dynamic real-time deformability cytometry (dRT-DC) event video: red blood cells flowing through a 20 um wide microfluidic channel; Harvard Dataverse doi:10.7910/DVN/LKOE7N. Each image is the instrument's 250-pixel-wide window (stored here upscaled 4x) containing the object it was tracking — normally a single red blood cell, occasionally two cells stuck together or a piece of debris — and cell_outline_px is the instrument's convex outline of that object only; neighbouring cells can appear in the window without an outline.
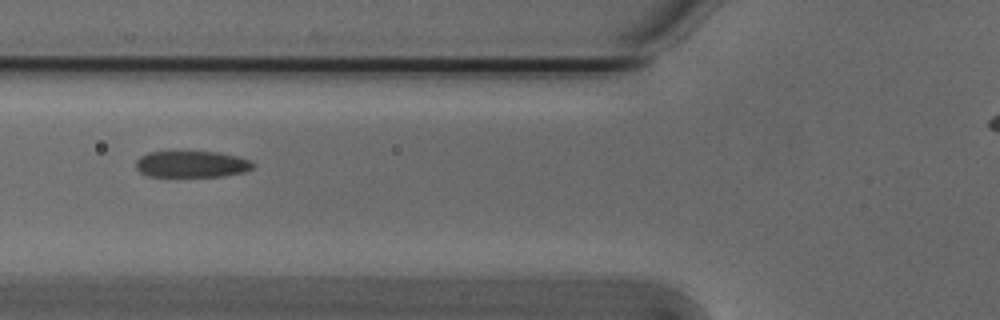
{"species": "Egyptian fruit bat (a non-hibernating species)", "species_latin": "Rousettus aegyptiacus", "temperature_condition": "cold", "stored_images_in_passage": 33, "camera_frame_rate_fps": 3000, "um_per_image_px": 0.085, "animal": {"sex": "male"}, "frame": {"image": 1, "passage_image": 4, "time_ms": 1.0, "image_size_px": [1000, 320], "cell_outline_px": [[256, 164], [252, 168], [244, 172], [224, 176], [148, 176], [140, 172], [136, 168], [136, 160], [140, 156], [148, 152], [216, 152], [236, 156], [252, 160]], "centroid_in_image_um": [16.31, 13.95], "position_along_channel_um": 109.5, "area_um2": 18.03}}
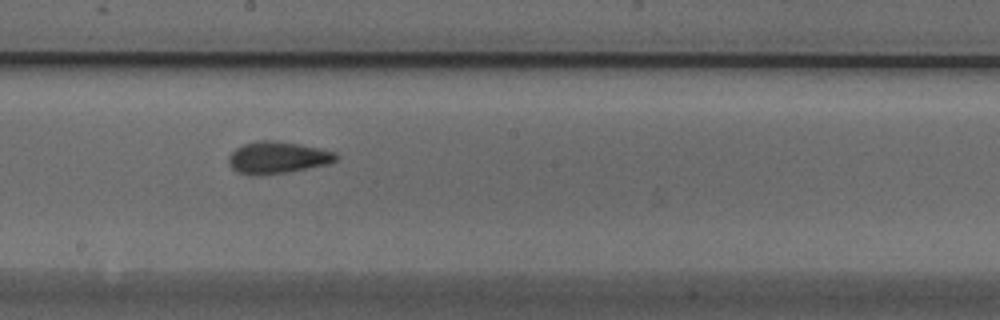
{"frame": {"image": 2, "passage_image": 13, "time_ms": 4.0, "image_size_px": [1000, 320], "cell_outline_px": [[340, 156], [336, 160], [328, 164], [288, 172], [260, 176], [252, 176], [236, 172], [228, 164], [228, 156], [236, 148], [244, 144], [256, 140], [272, 140], [300, 144], [320, 148], [336, 152]], "centroid_in_image_um": [23.57, 13.4], "position_along_channel_um": 224.6, "area_um2": 20.35}}
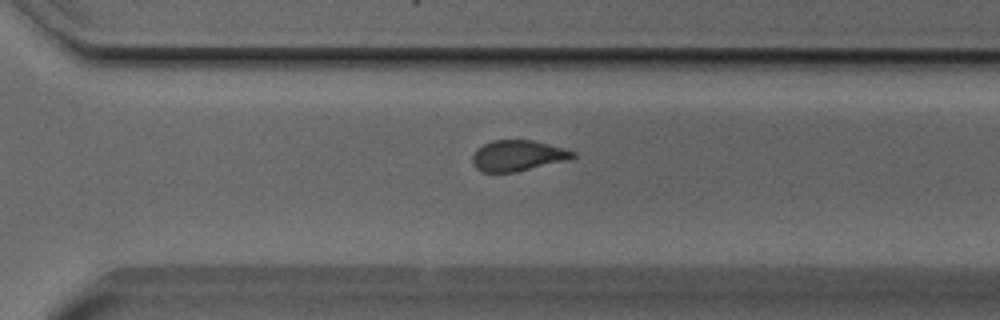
{"frame": {"image": 3, "passage_image": 21, "time_ms": 6.667, "image_size_px": [1000, 320], "cell_outline_px": [[576, 156], [568, 160], [516, 172], [484, 172], [476, 168], [472, 164], [472, 156], [476, 148], [492, 140], [532, 140], [564, 148], [576, 152]], "centroid_in_image_um": [44.0, 13.23], "position_along_channel_um": 326.6, "area_um2": 18.09}, "authors_computed_cell_mechanics": {"area_um2": 18.5538, "velocity_mm_per_s": 3.8362, "shape_relaxation_time_tau1_ms": 3.4594, "shape_relaxation_time_tau2_ms": 2.0552, "deformation_change_tau1": 0.119, "deformation_change_tau2": 0.0688}}